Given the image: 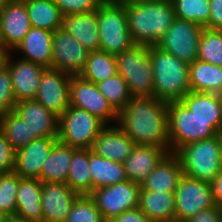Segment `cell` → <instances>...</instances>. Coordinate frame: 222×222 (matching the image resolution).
<instances>
[{
  "label": "cell",
  "instance_id": "obj_25",
  "mask_svg": "<svg viewBox=\"0 0 222 222\" xmlns=\"http://www.w3.org/2000/svg\"><path fill=\"white\" fill-rule=\"evenodd\" d=\"M62 28L89 52L100 50L97 10L64 16Z\"/></svg>",
  "mask_w": 222,
  "mask_h": 222
},
{
  "label": "cell",
  "instance_id": "obj_35",
  "mask_svg": "<svg viewBox=\"0 0 222 222\" xmlns=\"http://www.w3.org/2000/svg\"><path fill=\"white\" fill-rule=\"evenodd\" d=\"M175 17L208 28L210 16L209 0H171Z\"/></svg>",
  "mask_w": 222,
  "mask_h": 222
},
{
  "label": "cell",
  "instance_id": "obj_51",
  "mask_svg": "<svg viewBox=\"0 0 222 222\" xmlns=\"http://www.w3.org/2000/svg\"><path fill=\"white\" fill-rule=\"evenodd\" d=\"M220 222H222V208L220 209Z\"/></svg>",
  "mask_w": 222,
  "mask_h": 222
},
{
  "label": "cell",
  "instance_id": "obj_5",
  "mask_svg": "<svg viewBox=\"0 0 222 222\" xmlns=\"http://www.w3.org/2000/svg\"><path fill=\"white\" fill-rule=\"evenodd\" d=\"M175 154L184 175L211 183L222 170V133L185 145Z\"/></svg>",
  "mask_w": 222,
  "mask_h": 222
},
{
  "label": "cell",
  "instance_id": "obj_16",
  "mask_svg": "<svg viewBox=\"0 0 222 222\" xmlns=\"http://www.w3.org/2000/svg\"><path fill=\"white\" fill-rule=\"evenodd\" d=\"M11 52L0 55V59L9 67L16 102L35 99L42 73L47 69L39 64L12 57Z\"/></svg>",
  "mask_w": 222,
  "mask_h": 222
},
{
  "label": "cell",
  "instance_id": "obj_42",
  "mask_svg": "<svg viewBox=\"0 0 222 222\" xmlns=\"http://www.w3.org/2000/svg\"><path fill=\"white\" fill-rule=\"evenodd\" d=\"M16 150L0 131V174L11 172L15 167Z\"/></svg>",
  "mask_w": 222,
  "mask_h": 222
},
{
  "label": "cell",
  "instance_id": "obj_30",
  "mask_svg": "<svg viewBox=\"0 0 222 222\" xmlns=\"http://www.w3.org/2000/svg\"><path fill=\"white\" fill-rule=\"evenodd\" d=\"M31 27L54 32L63 25L61 10L53 0H24Z\"/></svg>",
  "mask_w": 222,
  "mask_h": 222
},
{
  "label": "cell",
  "instance_id": "obj_31",
  "mask_svg": "<svg viewBox=\"0 0 222 222\" xmlns=\"http://www.w3.org/2000/svg\"><path fill=\"white\" fill-rule=\"evenodd\" d=\"M90 173L89 149H75L66 184L79 195H89L92 192V177Z\"/></svg>",
  "mask_w": 222,
  "mask_h": 222
},
{
  "label": "cell",
  "instance_id": "obj_40",
  "mask_svg": "<svg viewBox=\"0 0 222 222\" xmlns=\"http://www.w3.org/2000/svg\"><path fill=\"white\" fill-rule=\"evenodd\" d=\"M15 104L9 67L0 59V115L14 111Z\"/></svg>",
  "mask_w": 222,
  "mask_h": 222
},
{
  "label": "cell",
  "instance_id": "obj_49",
  "mask_svg": "<svg viewBox=\"0 0 222 222\" xmlns=\"http://www.w3.org/2000/svg\"><path fill=\"white\" fill-rule=\"evenodd\" d=\"M11 0H0V10Z\"/></svg>",
  "mask_w": 222,
  "mask_h": 222
},
{
  "label": "cell",
  "instance_id": "obj_8",
  "mask_svg": "<svg viewBox=\"0 0 222 222\" xmlns=\"http://www.w3.org/2000/svg\"><path fill=\"white\" fill-rule=\"evenodd\" d=\"M106 124L87 110L69 106L58 117V141L73 148L90 149Z\"/></svg>",
  "mask_w": 222,
  "mask_h": 222
},
{
  "label": "cell",
  "instance_id": "obj_39",
  "mask_svg": "<svg viewBox=\"0 0 222 222\" xmlns=\"http://www.w3.org/2000/svg\"><path fill=\"white\" fill-rule=\"evenodd\" d=\"M65 222H107L89 195H79Z\"/></svg>",
  "mask_w": 222,
  "mask_h": 222
},
{
  "label": "cell",
  "instance_id": "obj_37",
  "mask_svg": "<svg viewBox=\"0 0 222 222\" xmlns=\"http://www.w3.org/2000/svg\"><path fill=\"white\" fill-rule=\"evenodd\" d=\"M197 59L222 66V30L209 28L202 30Z\"/></svg>",
  "mask_w": 222,
  "mask_h": 222
},
{
  "label": "cell",
  "instance_id": "obj_13",
  "mask_svg": "<svg viewBox=\"0 0 222 222\" xmlns=\"http://www.w3.org/2000/svg\"><path fill=\"white\" fill-rule=\"evenodd\" d=\"M31 24L23 0H11L0 10V55L12 52L30 31Z\"/></svg>",
  "mask_w": 222,
  "mask_h": 222
},
{
  "label": "cell",
  "instance_id": "obj_26",
  "mask_svg": "<svg viewBox=\"0 0 222 222\" xmlns=\"http://www.w3.org/2000/svg\"><path fill=\"white\" fill-rule=\"evenodd\" d=\"M138 208L153 222L175 221L174 192L140 190Z\"/></svg>",
  "mask_w": 222,
  "mask_h": 222
},
{
  "label": "cell",
  "instance_id": "obj_45",
  "mask_svg": "<svg viewBox=\"0 0 222 222\" xmlns=\"http://www.w3.org/2000/svg\"><path fill=\"white\" fill-rule=\"evenodd\" d=\"M185 222H220V209L214 205L204 209Z\"/></svg>",
  "mask_w": 222,
  "mask_h": 222
},
{
  "label": "cell",
  "instance_id": "obj_6",
  "mask_svg": "<svg viewBox=\"0 0 222 222\" xmlns=\"http://www.w3.org/2000/svg\"><path fill=\"white\" fill-rule=\"evenodd\" d=\"M118 74L126 81L133 97H155L149 46L133 44L116 55Z\"/></svg>",
  "mask_w": 222,
  "mask_h": 222
},
{
  "label": "cell",
  "instance_id": "obj_20",
  "mask_svg": "<svg viewBox=\"0 0 222 222\" xmlns=\"http://www.w3.org/2000/svg\"><path fill=\"white\" fill-rule=\"evenodd\" d=\"M169 152L163 147L135 145L122 163L128 180L141 185Z\"/></svg>",
  "mask_w": 222,
  "mask_h": 222
},
{
  "label": "cell",
  "instance_id": "obj_47",
  "mask_svg": "<svg viewBox=\"0 0 222 222\" xmlns=\"http://www.w3.org/2000/svg\"><path fill=\"white\" fill-rule=\"evenodd\" d=\"M3 222H27V221L16 216H11V217H4Z\"/></svg>",
  "mask_w": 222,
  "mask_h": 222
},
{
  "label": "cell",
  "instance_id": "obj_48",
  "mask_svg": "<svg viewBox=\"0 0 222 222\" xmlns=\"http://www.w3.org/2000/svg\"><path fill=\"white\" fill-rule=\"evenodd\" d=\"M115 1L120 2L121 4H124V5H127V4H131V3L145 1V0H115Z\"/></svg>",
  "mask_w": 222,
  "mask_h": 222
},
{
  "label": "cell",
  "instance_id": "obj_29",
  "mask_svg": "<svg viewBox=\"0 0 222 222\" xmlns=\"http://www.w3.org/2000/svg\"><path fill=\"white\" fill-rule=\"evenodd\" d=\"M89 168L92 177V191L128 180L123 164L105 159L89 149Z\"/></svg>",
  "mask_w": 222,
  "mask_h": 222
},
{
  "label": "cell",
  "instance_id": "obj_21",
  "mask_svg": "<svg viewBox=\"0 0 222 222\" xmlns=\"http://www.w3.org/2000/svg\"><path fill=\"white\" fill-rule=\"evenodd\" d=\"M134 146V141L117 124H112L100 131L91 150L105 159L123 163Z\"/></svg>",
  "mask_w": 222,
  "mask_h": 222
},
{
  "label": "cell",
  "instance_id": "obj_12",
  "mask_svg": "<svg viewBox=\"0 0 222 222\" xmlns=\"http://www.w3.org/2000/svg\"><path fill=\"white\" fill-rule=\"evenodd\" d=\"M70 105L87 110L106 125H112L111 121H114L113 124H117L118 112L100 93L97 84L82 78L80 75L71 76Z\"/></svg>",
  "mask_w": 222,
  "mask_h": 222
},
{
  "label": "cell",
  "instance_id": "obj_11",
  "mask_svg": "<svg viewBox=\"0 0 222 222\" xmlns=\"http://www.w3.org/2000/svg\"><path fill=\"white\" fill-rule=\"evenodd\" d=\"M175 221L185 222L200 211L213 207L211 184L183 175L175 189Z\"/></svg>",
  "mask_w": 222,
  "mask_h": 222
},
{
  "label": "cell",
  "instance_id": "obj_24",
  "mask_svg": "<svg viewBox=\"0 0 222 222\" xmlns=\"http://www.w3.org/2000/svg\"><path fill=\"white\" fill-rule=\"evenodd\" d=\"M41 200L42 181L38 178H20L15 216L27 222H43Z\"/></svg>",
  "mask_w": 222,
  "mask_h": 222
},
{
  "label": "cell",
  "instance_id": "obj_17",
  "mask_svg": "<svg viewBox=\"0 0 222 222\" xmlns=\"http://www.w3.org/2000/svg\"><path fill=\"white\" fill-rule=\"evenodd\" d=\"M78 196L66 183L42 182L43 222H65Z\"/></svg>",
  "mask_w": 222,
  "mask_h": 222
},
{
  "label": "cell",
  "instance_id": "obj_43",
  "mask_svg": "<svg viewBox=\"0 0 222 222\" xmlns=\"http://www.w3.org/2000/svg\"><path fill=\"white\" fill-rule=\"evenodd\" d=\"M209 2L210 16L208 28L222 30V0H209Z\"/></svg>",
  "mask_w": 222,
  "mask_h": 222
},
{
  "label": "cell",
  "instance_id": "obj_22",
  "mask_svg": "<svg viewBox=\"0 0 222 222\" xmlns=\"http://www.w3.org/2000/svg\"><path fill=\"white\" fill-rule=\"evenodd\" d=\"M53 32L31 27L24 39L16 46L14 52H21L24 60L39 64L45 68L52 65Z\"/></svg>",
  "mask_w": 222,
  "mask_h": 222
},
{
  "label": "cell",
  "instance_id": "obj_52",
  "mask_svg": "<svg viewBox=\"0 0 222 222\" xmlns=\"http://www.w3.org/2000/svg\"><path fill=\"white\" fill-rule=\"evenodd\" d=\"M4 217L0 215V222H3Z\"/></svg>",
  "mask_w": 222,
  "mask_h": 222
},
{
  "label": "cell",
  "instance_id": "obj_38",
  "mask_svg": "<svg viewBox=\"0 0 222 222\" xmlns=\"http://www.w3.org/2000/svg\"><path fill=\"white\" fill-rule=\"evenodd\" d=\"M20 176L13 170L0 174V215L15 216Z\"/></svg>",
  "mask_w": 222,
  "mask_h": 222
},
{
  "label": "cell",
  "instance_id": "obj_34",
  "mask_svg": "<svg viewBox=\"0 0 222 222\" xmlns=\"http://www.w3.org/2000/svg\"><path fill=\"white\" fill-rule=\"evenodd\" d=\"M0 128L15 150L36 139L35 136H30L27 124L14 111L1 114Z\"/></svg>",
  "mask_w": 222,
  "mask_h": 222
},
{
  "label": "cell",
  "instance_id": "obj_14",
  "mask_svg": "<svg viewBox=\"0 0 222 222\" xmlns=\"http://www.w3.org/2000/svg\"><path fill=\"white\" fill-rule=\"evenodd\" d=\"M71 74L47 68L40 78L35 99L58 117L70 106Z\"/></svg>",
  "mask_w": 222,
  "mask_h": 222
},
{
  "label": "cell",
  "instance_id": "obj_50",
  "mask_svg": "<svg viewBox=\"0 0 222 222\" xmlns=\"http://www.w3.org/2000/svg\"><path fill=\"white\" fill-rule=\"evenodd\" d=\"M220 112H221V118H222V95H220Z\"/></svg>",
  "mask_w": 222,
  "mask_h": 222
},
{
  "label": "cell",
  "instance_id": "obj_46",
  "mask_svg": "<svg viewBox=\"0 0 222 222\" xmlns=\"http://www.w3.org/2000/svg\"><path fill=\"white\" fill-rule=\"evenodd\" d=\"M210 184H211L214 204L219 209H221L222 208V170L219 172V174L213 179V181Z\"/></svg>",
  "mask_w": 222,
  "mask_h": 222
},
{
  "label": "cell",
  "instance_id": "obj_15",
  "mask_svg": "<svg viewBox=\"0 0 222 222\" xmlns=\"http://www.w3.org/2000/svg\"><path fill=\"white\" fill-rule=\"evenodd\" d=\"M51 69L79 75L89 51L62 27L53 32Z\"/></svg>",
  "mask_w": 222,
  "mask_h": 222
},
{
  "label": "cell",
  "instance_id": "obj_2",
  "mask_svg": "<svg viewBox=\"0 0 222 222\" xmlns=\"http://www.w3.org/2000/svg\"><path fill=\"white\" fill-rule=\"evenodd\" d=\"M124 6L134 44L156 45L175 19L171 0H145Z\"/></svg>",
  "mask_w": 222,
  "mask_h": 222
},
{
  "label": "cell",
  "instance_id": "obj_9",
  "mask_svg": "<svg viewBox=\"0 0 222 222\" xmlns=\"http://www.w3.org/2000/svg\"><path fill=\"white\" fill-rule=\"evenodd\" d=\"M204 28L196 23L175 17L170 28L156 46L191 64L197 59L201 32Z\"/></svg>",
  "mask_w": 222,
  "mask_h": 222
},
{
  "label": "cell",
  "instance_id": "obj_41",
  "mask_svg": "<svg viewBox=\"0 0 222 222\" xmlns=\"http://www.w3.org/2000/svg\"><path fill=\"white\" fill-rule=\"evenodd\" d=\"M64 16L96 11L105 0H53Z\"/></svg>",
  "mask_w": 222,
  "mask_h": 222
},
{
  "label": "cell",
  "instance_id": "obj_1",
  "mask_svg": "<svg viewBox=\"0 0 222 222\" xmlns=\"http://www.w3.org/2000/svg\"><path fill=\"white\" fill-rule=\"evenodd\" d=\"M117 125L135 145L169 149L168 103L156 97H133L118 113Z\"/></svg>",
  "mask_w": 222,
  "mask_h": 222
},
{
  "label": "cell",
  "instance_id": "obj_36",
  "mask_svg": "<svg viewBox=\"0 0 222 222\" xmlns=\"http://www.w3.org/2000/svg\"><path fill=\"white\" fill-rule=\"evenodd\" d=\"M100 93L119 113L132 99L129 87L120 74L109 77L105 81L97 83Z\"/></svg>",
  "mask_w": 222,
  "mask_h": 222
},
{
  "label": "cell",
  "instance_id": "obj_32",
  "mask_svg": "<svg viewBox=\"0 0 222 222\" xmlns=\"http://www.w3.org/2000/svg\"><path fill=\"white\" fill-rule=\"evenodd\" d=\"M117 73L116 56L102 50H98L89 53L84 69L79 75L82 78L97 84L116 75Z\"/></svg>",
  "mask_w": 222,
  "mask_h": 222
},
{
  "label": "cell",
  "instance_id": "obj_28",
  "mask_svg": "<svg viewBox=\"0 0 222 222\" xmlns=\"http://www.w3.org/2000/svg\"><path fill=\"white\" fill-rule=\"evenodd\" d=\"M75 149L57 141L42 166L40 180L66 183Z\"/></svg>",
  "mask_w": 222,
  "mask_h": 222
},
{
  "label": "cell",
  "instance_id": "obj_33",
  "mask_svg": "<svg viewBox=\"0 0 222 222\" xmlns=\"http://www.w3.org/2000/svg\"><path fill=\"white\" fill-rule=\"evenodd\" d=\"M180 101L200 120H222L219 94L190 91Z\"/></svg>",
  "mask_w": 222,
  "mask_h": 222
},
{
  "label": "cell",
  "instance_id": "obj_10",
  "mask_svg": "<svg viewBox=\"0 0 222 222\" xmlns=\"http://www.w3.org/2000/svg\"><path fill=\"white\" fill-rule=\"evenodd\" d=\"M140 185L129 180L93 190L89 196L109 222L114 217L139 206Z\"/></svg>",
  "mask_w": 222,
  "mask_h": 222
},
{
  "label": "cell",
  "instance_id": "obj_18",
  "mask_svg": "<svg viewBox=\"0 0 222 222\" xmlns=\"http://www.w3.org/2000/svg\"><path fill=\"white\" fill-rule=\"evenodd\" d=\"M14 112L36 138L58 137V116L47 110L36 99L16 102Z\"/></svg>",
  "mask_w": 222,
  "mask_h": 222
},
{
  "label": "cell",
  "instance_id": "obj_4",
  "mask_svg": "<svg viewBox=\"0 0 222 222\" xmlns=\"http://www.w3.org/2000/svg\"><path fill=\"white\" fill-rule=\"evenodd\" d=\"M169 151L222 133V120H200L181 102L168 103Z\"/></svg>",
  "mask_w": 222,
  "mask_h": 222
},
{
  "label": "cell",
  "instance_id": "obj_23",
  "mask_svg": "<svg viewBox=\"0 0 222 222\" xmlns=\"http://www.w3.org/2000/svg\"><path fill=\"white\" fill-rule=\"evenodd\" d=\"M183 175L178 156L169 152L141 183L140 190L175 192Z\"/></svg>",
  "mask_w": 222,
  "mask_h": 222
},
{
  "label": "cell",
  "instance_id": "obj_27",
  "mask_svg": "<svg viewBox=\"0 0 222 222\" xmlns=\"http://www.w3.org/2000/svg\"><path fill=\"white\" fill-rule=\"evenodd\" d=\"M189 80L192 92L222 95V66L196 59L189 64Z\"/></svg>",
  "mask_w": 222,
  "mask_h": 222
},
{
  "label": "cell",
  "instance_id": "obj_7",
  "mask_svg": "<svg viewBox=\"0 0 222 222\" xmlns=\"http://www.w3.org/2000/svg\"><path fill=\"white\" fill-rule=\"evenodd\" d=\"M100 50L118 55L130 48L126 7L115 0H105L97 9Z\"/></svg>",
  "mask_w": 222,
  "mask_h": 222
},
{
  "label": "cell",
  "instance_id": "obj_3",
  "mask_svg": "<svg viewBox=\"0 0 222 222\" xmlns=\"http://www.w3.org/2000/svg\"><path fill=\"white\" fill-rule=\"evenodd\" d=\"M153 67L155 97L167 103L180 101L190 91L189 64L160 49L149 46Z\"/></svg>",
  "mask_w": 222,
  "mask_h": 222
},
{
  "label": "cell",
  "instance_id": "obj_44",
  "mask_svg": "<svg viewBox=\"0 0 222 222\" xmlns=\"http://www.w3.org/2000/svg\"><path fill=\"white\" fill-rule=\"evenodd\" d=\"M109 222H153L139 208L127 210Z\"/></svg>",
  "mask_w": 222,
  "mask_h": 222
},
{
  "label": "cell",
  "instance_id": "obj_19",
  "mask_svg": "<svg viewBox=\"0 0 222 222\" xmlns=\"http://www.w3.org/2000/svg\"><path fill=\"white\" fill-rule=\"evenodd\" d=\"M57 137L36 138L16 150L14 171L21 178H38Z\"/></svg>",
  "mask_w": 222,
  "mask_h": 222
}]
</instances>
